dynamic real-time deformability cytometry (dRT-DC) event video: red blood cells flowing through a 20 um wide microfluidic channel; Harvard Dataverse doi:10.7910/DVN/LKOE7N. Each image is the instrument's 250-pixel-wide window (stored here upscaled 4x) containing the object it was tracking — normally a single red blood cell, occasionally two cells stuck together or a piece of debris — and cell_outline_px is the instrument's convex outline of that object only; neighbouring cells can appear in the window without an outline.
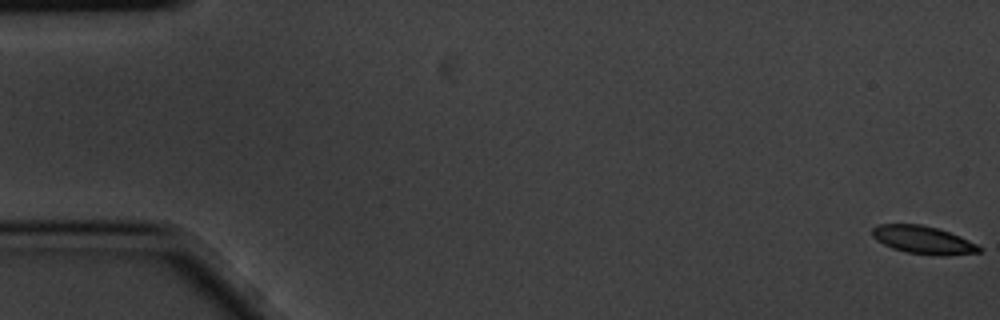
{"species": "common noctule bat (a hibernating species)", "species_latin": "Nyctalus noctula", "temperature_condition": "cold", "stored_images_in_passage": 14, "camera_frame_rate_fps": 3000, "um_per_image_px": 0.085, "animal": {"sex": "male", "body_mass_g": 20.1, "forearm_length_mm": 53.5}, "frame": {"image": 1, "passage_image": 1, "time_ms": 0.0, "image_size_px": [1000, 320], "cell_outline_px": [[984, 248], [980, 252], [944, 256], [940, 256], [908, 252], [892, 248], [876, 240], [872, 236], [872, 228], [876, 224], [920, 224], [936, 228], [960, 236]], "centroid_in_image_um": [78.46, 20.39], "position_along_channel_um": 6.5, "area_um2": 17.34}}
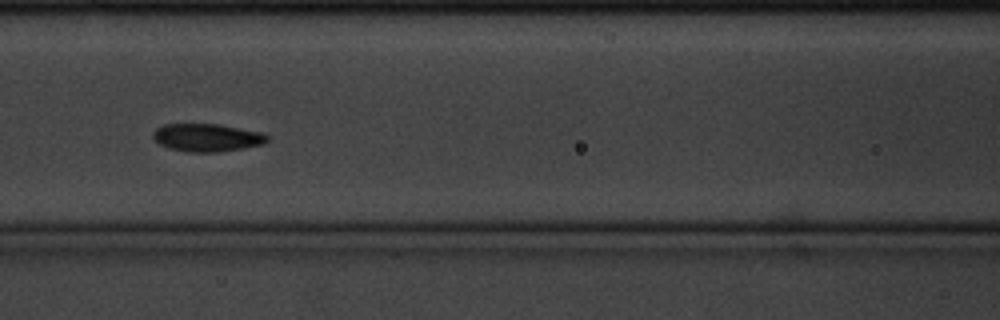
{"frame": {"image": 2, "passage_image": 6, "time_ms": 1.667, "image_size_px": [1000, 320], "cell_outline_px": [[268, 140], [264, 144], [244, 148], [216, 152], [188, 152], [168, 148], [160, 144], [152, 136], [152, 132], [156, 128], [164, 124], [220, 124], [264, 132], [268, 136]], "centroid_in_image_um": [17.61, 11.69], "position_along_channel_um": 149.0, "area_um2": 18.73}}
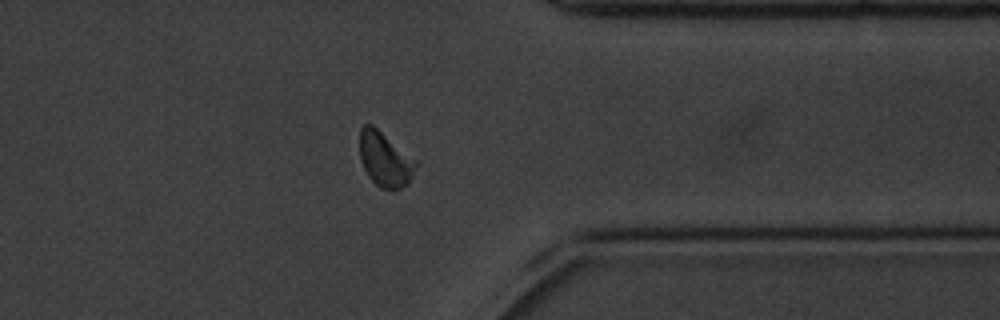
{"frame": {"image": 3, "passage_image": 12, "time_ms": 3.667, "image_size_px": [1000, 320], "cell_outline_px": [[420, 164], [408, 184], [400, 188], [380, 188], [368, 176], [364, 168], [360, 156], [360, 128], [364, 124], [372, 124], [416, 160]], "centroid_in_image_um": [32.74, 13.54], "position_along_channel_um": 378.7, "area_um2": 17.8}}